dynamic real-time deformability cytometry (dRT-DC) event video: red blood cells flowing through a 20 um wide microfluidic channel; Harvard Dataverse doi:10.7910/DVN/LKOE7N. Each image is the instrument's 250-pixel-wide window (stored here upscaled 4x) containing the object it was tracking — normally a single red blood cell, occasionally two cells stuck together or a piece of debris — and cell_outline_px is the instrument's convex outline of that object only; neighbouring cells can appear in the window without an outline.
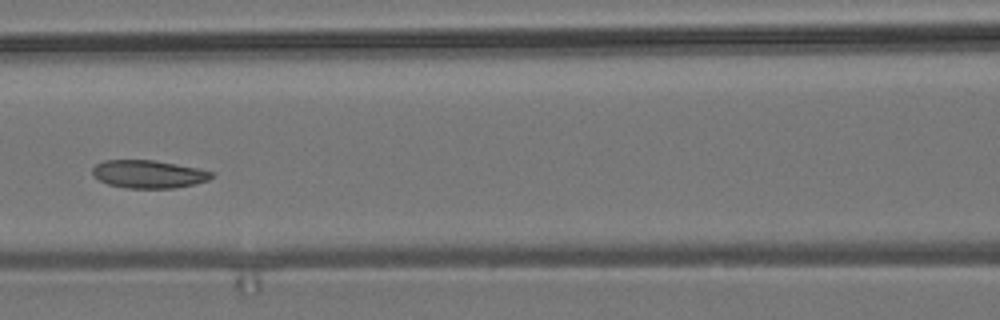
{"species": "common noctule bat (a hibernating species)", "species_latin": "Nyctalus noctula", "temperature_condition": "room temperature", "stored_images_in_passage": 8, "camera_frame_rate_fps": 3000, "um_per_image_px": 0.085, "animal": {"sex": "male", "body_mass_g": 19.2, "forearm_length_mm": 51.8}, "frame": {"image": 1, "passage_image": 6, "time_ms": 6.0, "image_size_px": [1000, 320], "cell_outline_px": [[216, 176], [208, 180], [196, 184], [176, 188], [124, 188], [108, 184], [100, 180], [92, 172], [92, 168], [96, 164], [104, 160], [156, 160], [200, 168], [212, 172]], "centroid_in_image_um": [12.68, 14.8], "position_along_channel_um": 153.9, "area_um2": 19.59}}
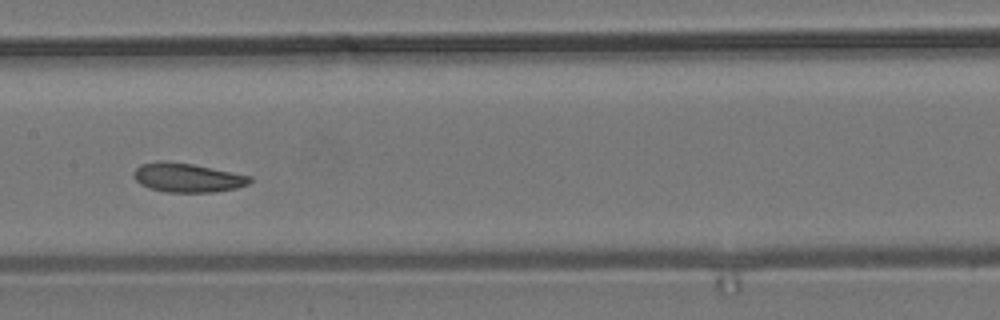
{"frame": {"image": 2, "passage_image": 7, "time_ms": 7.0, "image_size_px": [1000, 320], "cell_outline_px": [[252, 180], [248, 184], [236, 188], [212, 192], [168, 192], [152, 188], [140, 184], [132, 176], [132, 172], [140, 164], [160, 160], [192, 164], [252, 176]], "centroid_in_image_um": [15.9, 15.09], "position_along_channel_um": 191.5, "area_um2": 19.59}}
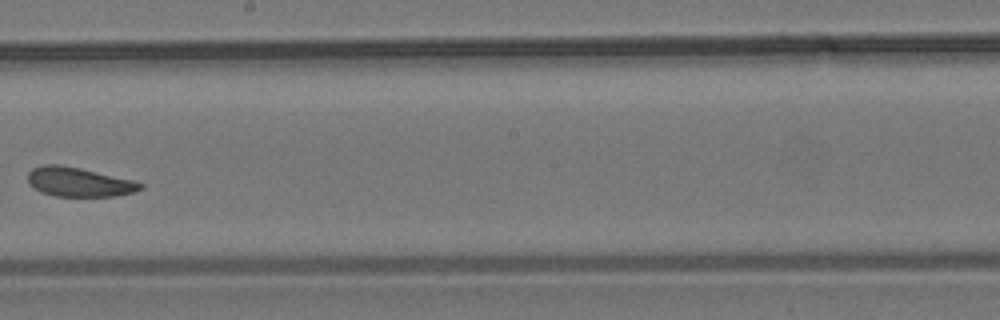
{"frame": {"image": 3, "passage_image": 8, "time_ms": 8.333, "image_size_px": [1000, 320], "cell_outline_px": [[144, 188], [132, 192], [116, 196], [56, 196], [40, 192], [28, 184], [28, 172], [32, 168], [44, 164], [60, 164], [80, 168], [136, 180], [144, 184]], "centroid_in_image_um": [6.71, 15.46], "position_along_channel_um": 241.5, "area_um2": 19.42}}